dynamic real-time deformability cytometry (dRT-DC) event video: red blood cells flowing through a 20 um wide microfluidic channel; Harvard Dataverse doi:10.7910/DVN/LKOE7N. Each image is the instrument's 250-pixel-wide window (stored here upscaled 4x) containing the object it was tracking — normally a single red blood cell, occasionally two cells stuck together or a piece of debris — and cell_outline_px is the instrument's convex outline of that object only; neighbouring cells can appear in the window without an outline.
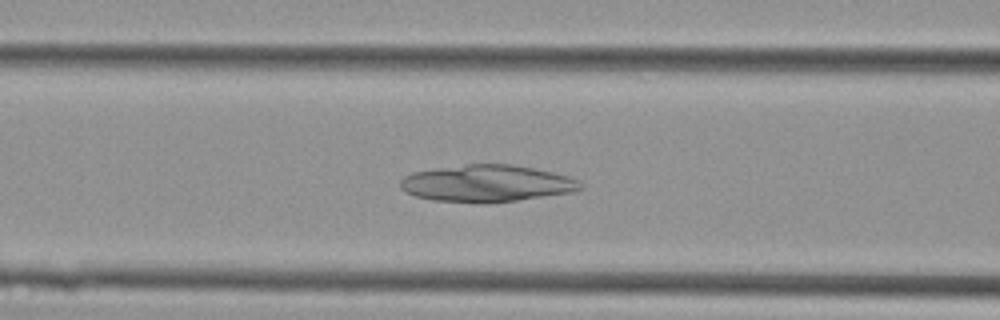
{"species": "Egyptian fruit bat (a non-hibernating species)", "species_latin": "Rousettus aegyptiacus", "temperature_condition": "cold", "stored_images_in_passage": 33, "camera_frame_rate_fps": 3000, "um_per_image_px": 0.085, "animal": {"sex": "female"}, "frame": {"image": 1, "passage_image": 7, "time_ms": 2.0, "image_size_px": [1000, 320], "cell_outline_px": [[584, 188], [572, 192], [492, 204], [484, 204], [432, 200], [416, 196], [400, 188], [400, 180], [404, 176], [412, 172], [468, 164], [512, 164], [552, 172], [568, 176], [580, 180], [584, 184]], "centroid_in_image_um": [41.41, 15.61], "position_along_channel_um": 125.2, "area_um2": 39.02}}
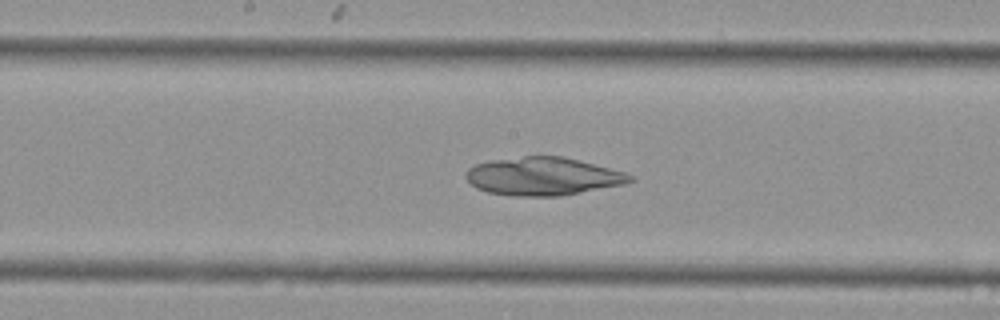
{"frame": {"image": 2, "passage_image": 12, "time_ms": 3.667, "image_size_px": [1000, 320], "cell_outline_px": [[636, 180], [624, 184], [560, 196], [512, 196], [488, 192], [476, 188], [464, 176], [468, 168], [476, 164], [488, 160], [524, 156], [560, 156], [628, 172], [636, 176]], "centroid_in_image_um": [46.17, 14.99], "position_along_channel_um": 202.0, "area_um2": 36.59}}
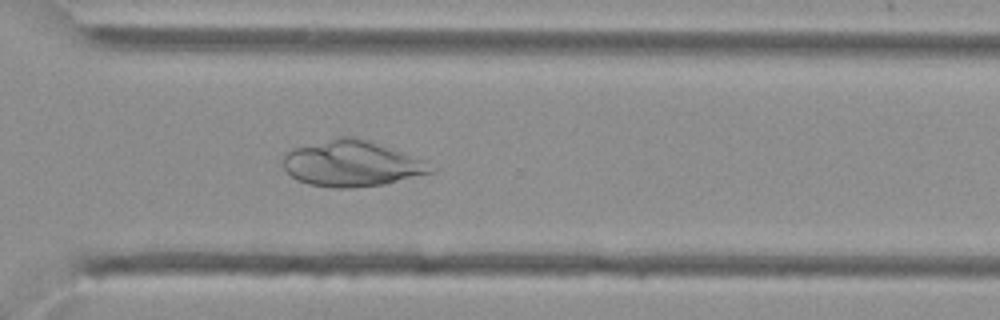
{"frame": {"image": 3, "passage_image": 21, "time_ms": 6.667, "image_size_px": [1000, 320], "cell_outline_px": [[436, 168], [432, 172], [384, 184], [352, 188], [332, 188], [308, 184], [296, 180], [284, 168], [284, 156], [292, 148], [336, 136], [352, 136], [376, 144], [420, 160]], "centroid_in_image_um": [29.8, 13.92], "position_along_channel_um": 340.8, "area_um2": 38.73}}